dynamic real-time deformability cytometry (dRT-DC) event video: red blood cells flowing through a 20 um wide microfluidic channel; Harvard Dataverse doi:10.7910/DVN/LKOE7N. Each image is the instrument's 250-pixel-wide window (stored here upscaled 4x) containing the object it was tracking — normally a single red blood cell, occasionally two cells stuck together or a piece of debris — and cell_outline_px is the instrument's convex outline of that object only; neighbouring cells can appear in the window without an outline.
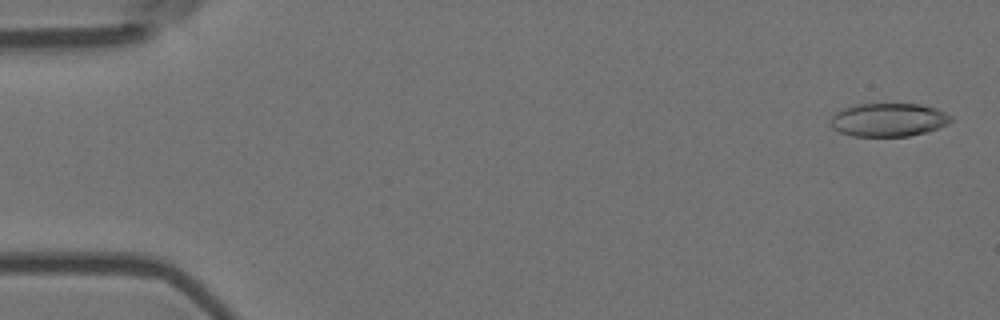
{"species": "Egyptian fruit bat (a non-hibernating species)", "species_latin": "Rousettus aegyptiacus", "temperature_condition": "room temperature", "stored_images_in_passage": 14, "camera_frame_rate_fps": 3000, "um_per_image_px": 0.085, "animal": {"sex": "female"}, "frame": {"image": 1, "passage_image": 2, "time_ms": 0.333, "image_size_px": [1000, 320], "cell_outline_px": [[956, 120], [940, 128], [908, 136], [852, 136], [840, 132], [832, 128], [832, 116], [840, 108], [856, 104], [920, 104], [936, 108], [952, 116]], "centroid_in_image_um": [75.55, 10.18], "position_along_channel_um": 9.4, "area_um2": 23.58}}